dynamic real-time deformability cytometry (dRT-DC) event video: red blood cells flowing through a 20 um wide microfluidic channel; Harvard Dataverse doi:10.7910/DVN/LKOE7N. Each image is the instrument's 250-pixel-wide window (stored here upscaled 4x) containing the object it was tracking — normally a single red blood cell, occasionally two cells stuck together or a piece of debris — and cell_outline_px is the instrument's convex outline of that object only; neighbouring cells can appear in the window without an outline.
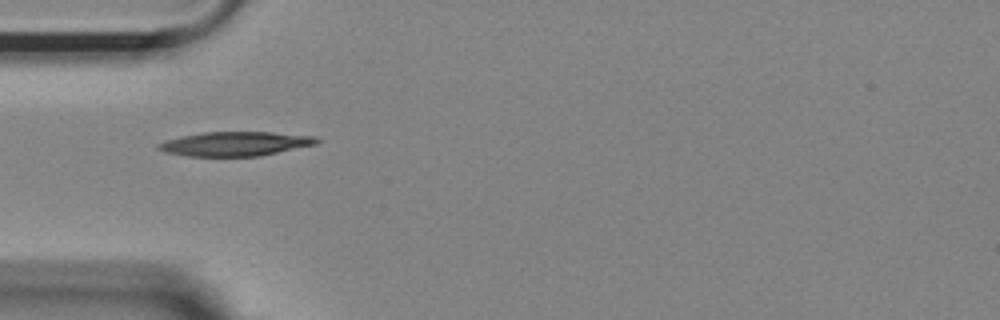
{"species": "Egyptian fruit bat (a non-hibernating species)", "species_latin": "Rousettus aegyptiacus", "temperature_condition": "room temperature", "stored_images_in_passage": 11, "camera_frame_rate_fps": 3000, "um_per_image_px": 0.085, "animal": {"sex": "female"}, "frame": {"image": 1, "passage_image": 1, "time_ms": 0.0, "image_size_px": [1000, 320], "cell_outline_px": [[320, 140], [316, 144], [260, 156], [188, 156], [164, 152], [156, 148], [156, 144], [164, 140], [204, 132], [272, 132], [316, 136]], "centroid_in_image_um": [19.98, 12.22], "position_along_channel_um": 65.0, "area_um2": 22.37}}